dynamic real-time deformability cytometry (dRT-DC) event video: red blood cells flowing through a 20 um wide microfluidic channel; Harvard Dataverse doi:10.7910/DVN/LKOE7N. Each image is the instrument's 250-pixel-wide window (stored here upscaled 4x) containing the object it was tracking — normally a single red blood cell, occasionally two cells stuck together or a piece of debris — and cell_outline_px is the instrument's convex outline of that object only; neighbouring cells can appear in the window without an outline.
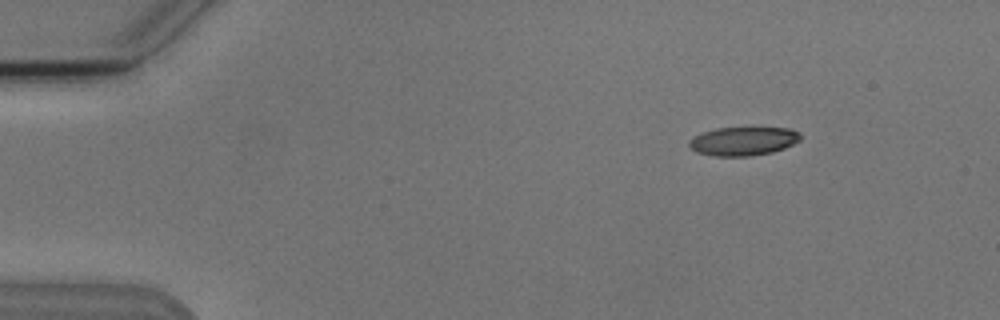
{"species": "Egyptian fruit bat (a non-hibernating species)", "species_latin": "Rousettus aegyptiacus", "temperature_condition": "cold", "stored_images_in_passage": 5, "camera_frame_rate_fps": 3000, "um_per_image_px": 0.085, "animal": {"sex": "male"}, "frame": {"image": 1, "passage_image": 1, "time_ms": 0.0, "image_size_px": [1000, 320], "cell_outline_px": [[800, 140], [784, 148], [772, 152], [748, 156], [712, 156], [696, 152], [688, 148], [688, 140], [704, 132], [716, 128], [792, 128], [800, 132]], "centroid_in_image_um": [63.15, 12.0], "position_along_channel_um": 21.8, "area_um2": 18.61}}